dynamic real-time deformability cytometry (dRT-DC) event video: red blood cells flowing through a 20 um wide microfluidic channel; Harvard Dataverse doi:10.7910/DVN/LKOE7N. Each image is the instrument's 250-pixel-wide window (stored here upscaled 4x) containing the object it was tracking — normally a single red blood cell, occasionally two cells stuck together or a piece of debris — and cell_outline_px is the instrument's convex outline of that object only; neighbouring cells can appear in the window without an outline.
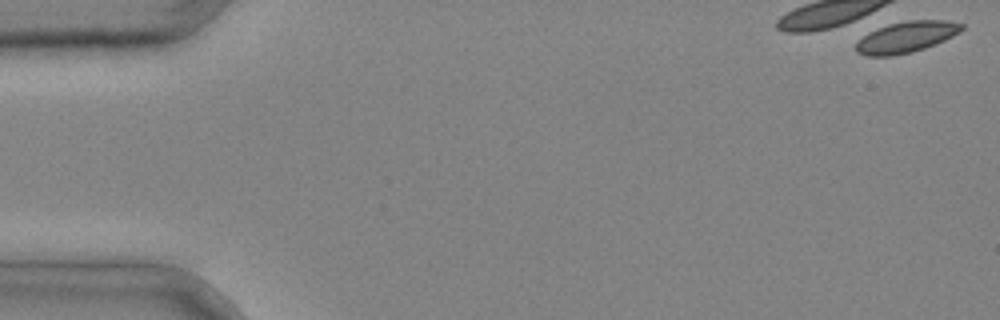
{"species": "common noctule bat (a hibernating species)", "species_latin": "Nyctalus noctula", "temperature_condition": "cold", "stored_images_in_passage": 3, "camera_frame_rate_fps": 3000, "um_per_image_px": 0.085, "animal": {"sex": "male", "body_mass_g": 20.4}, "frame": {"image": 1, "passage_image": 1, "time_ms": 0.0, "image_size_px": [1000, 320], "cell_outline_px": [[964, 28], [960, 32], [944, 40], [924, 48], [912, 52], [892, 56], [868, 56], [856, 52], [856, 40], [868, 32], [888, 24], [908, 20], [944, 20], [964, 24]], "centroid_in_image_um": [77.0, 3.15], "position_along_channel_um": 8.0, "area_um2": 19.19}}